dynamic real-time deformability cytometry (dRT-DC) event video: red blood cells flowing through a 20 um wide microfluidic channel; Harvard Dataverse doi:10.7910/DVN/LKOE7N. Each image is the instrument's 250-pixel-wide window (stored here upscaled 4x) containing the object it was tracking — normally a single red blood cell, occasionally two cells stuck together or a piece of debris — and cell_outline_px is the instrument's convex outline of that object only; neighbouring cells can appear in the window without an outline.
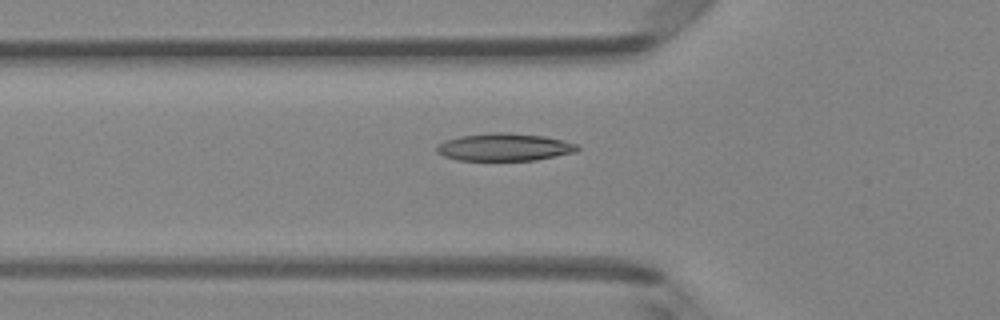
{"species": "Egyptian fruit bat (a non-hibernating species)", "species_latin": "Rousettus aegyptiacus", "temperature_condition": "room temperature", "stored_images_in_passage": 49, "camera_frame_rate_fps": 3000, "um_per_image_px": 0.085, "animal": {"sex": "female"}, "frame": {"image": 1, "passage_image": 17, "time_ms": 5.333, "image_size_px": [1000, 320], "cell_outline_px": [[580, 148], [576, 152], [536, 160], [456, 160], [444, 156], [436, 152], [436, 148], [444, 140], [460, 136], [496, 132], [500, 132], [544, 136], [564, 140], [576, 144]], "centroid_in_image_um": [42.88, 12.51], "position_along_channel_um": 82.9, "area_um2": 22.48}}
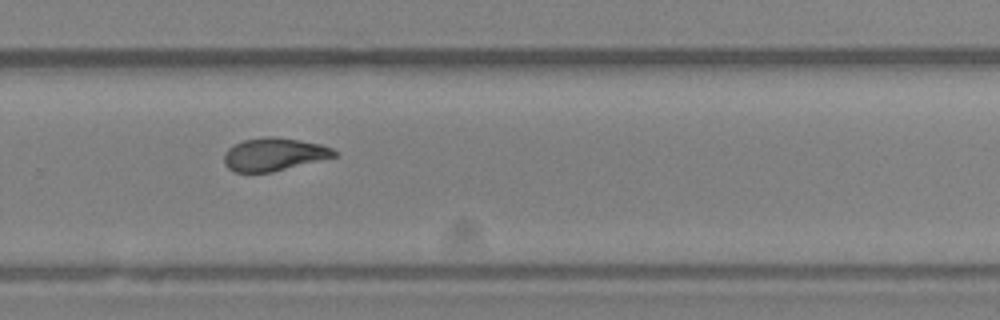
{"frame": {"image": 2, "passage_image": 33, "time_ms": 10.667, "image_size_px": [1000, 320], "cell_outline_px": [[336, 156], [272, 172], [236, 172], [228, 168], [224, 164], [224, 152], [228, 148], [244, 140], [264, 136], [276, 136], [300, 140], [320, 144], [332, 148], [336, 152]], "centroid_in_image_um": [23.26, 13.11], "position_along_channel_um": 306.5, "area_um2": 21.04}}
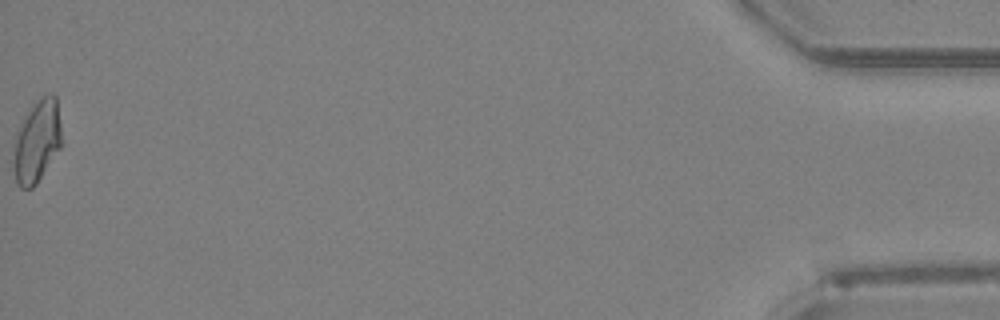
{"frame": {"image": 3, "passage_image": 49, "time_ms": 16.0, "image_size_px": [1000, 320], "cell_outline_px": [[64, 144], [36, 184], [32, 188], [20, 188], [16, 184], [12, 168], [12, 160], [16, 132], [24, 116], [32, 104], [48, 92], [52, 92], [56, 96]], "centroid_in_image_um": [3.15, 12.01], "position_along_channel_um": 432.1, "area_um2": 23.93}, "authors_computed_cell_mechanics": {"area_um2": 21.675, "velocity_mm_per_s": 4.2057, "shape_relaxation_time_tau1_ms": 4.8353, "shape_relaxation_time_tau2_ms": 2.2009, "deformation_change_tau1": 0.1688, "deformation_change_tau2": 0.08}}